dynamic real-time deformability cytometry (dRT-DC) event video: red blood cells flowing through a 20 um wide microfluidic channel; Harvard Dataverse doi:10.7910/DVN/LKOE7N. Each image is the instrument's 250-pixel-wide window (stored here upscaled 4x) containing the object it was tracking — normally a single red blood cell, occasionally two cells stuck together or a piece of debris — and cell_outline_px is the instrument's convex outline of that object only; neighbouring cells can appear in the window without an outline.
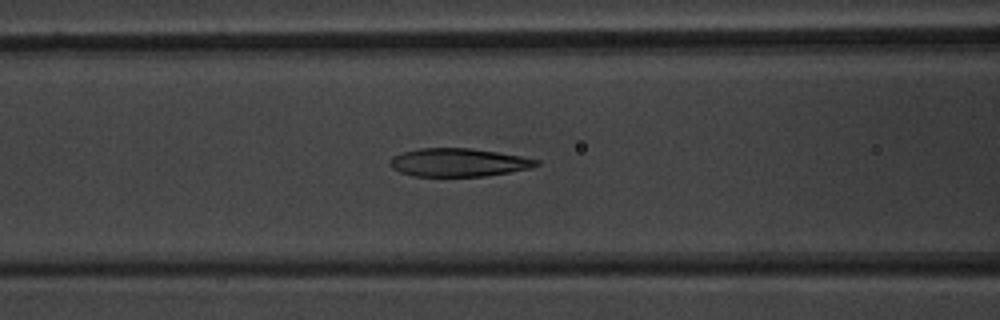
{"species": "common noctule bat (a hibernating species)", "species_latin": "Nyctalus noctula", "temperature_condition": "warm", "stored_images_in_passage": 43, "segment_of_instrument_passage": [1, 2], "camera_frame_rate_fps": 3000, "um_per_image_px": 0.085, "animal": {"sex": "male", "body_mass_g": 20.1, "forearm_length_mm": 53.5}, "frame": {"image": 1, "passage_image": 12, "time_ms": 3.667, "image_size_px": [1000, 320], "cell_outline_px": [[540, 164], [528, 168], [508, 172], [484, 176], [412, 176], [400, 172], [392, 168], [388, 164], [388, 160], [392, 156], [404, 152], [420, 148], [468, 148], [496, 152], [520, 156], [540, 160]], "centroid_in_image_um": [38.91, 13.81], "position_along_channel_um": 127.7, "area_um2": 23.93}}
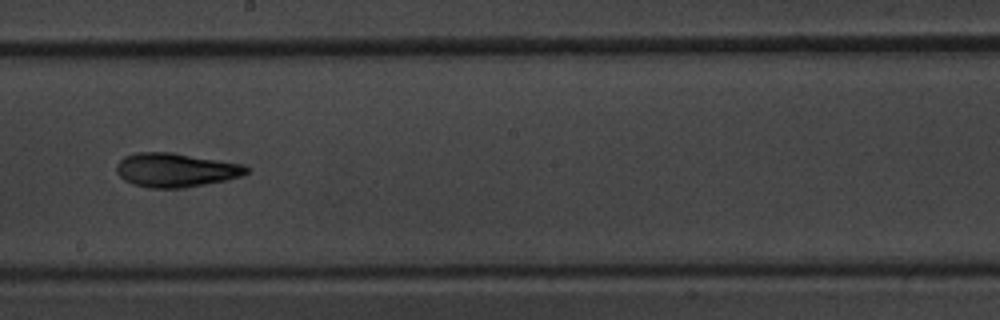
{"frame": {"image": 2, "passage_image": 20, "time_ms": 6.333, "image_size_px": [1000, 320], "cell_outline_px": [[248, 172], [240, 176], [224, 180], [184, 188], [152, 188], [132, 184], [124, 180], [116, 172], [116, 164], [124, 156], [136, 152], [172, 152], [244, 164], [248, 168]], "centroid_in_image_um": [14.9, 14.44], "position_along_channel_um": 233.3, "area_um2": 25.72}}
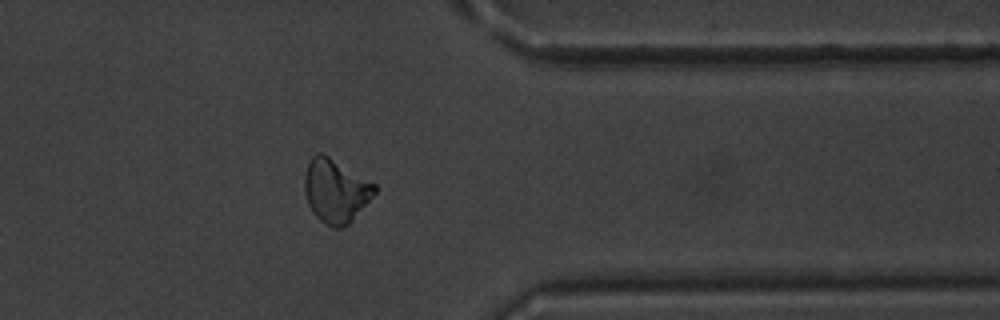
{"frame": {"image": 3, "passage_image": 32, "time_ms": 10.333, "image_size_px": [1000, 320], "cell_outline_px": [[376, 192], [352, 220], [344, 228], [336, 228], [324, 224], [312, 212], [308, 204], [304, 188], [304, 176], [308, 160], [316, 152], [320, 152], [328, 156], [376, 184]], "centroid_in_image_um": [28.5, 16.21], "position_along_channel_um": 382.9, "area_um2": 25.89}}